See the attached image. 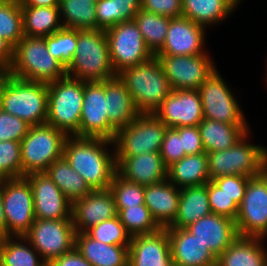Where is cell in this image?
I'll list each match as a JSON object with an SVG mask.
<instances>
[{"instance_id":"cell-13","label":"cell","mask_w":267,"mask_h":266,"mask_svg":"<svg viewBox=\"0 0 267 266\" xmlns=\"http://www.w3.org/2000/svg\"><path fill=\"white\" fill-rule=\"evenodd\" d=\"M75 235L72 219H35L24 237L39 252L42 260L49 264L75 247Z\"/></svg>"},{"instance_id":"cell-21","label":"cell","mask_w":267,"mask_h":266,"mask_svg":"<svg viewBox=\"0 0 267 266\" xmlns=\"http://www.w3.org/2000/svg\"><path fill=\"white\" fill-rule=\"evenodd\" d=\"M217 259L239 236L234 220L211 213L186 227Z\"/></svg>"},{"instance_id":"cell-51","label":"cell","mask_w":267,"mask_h":266,"mask_svg":"<svg viewBox=\"0 0 267 266\" xmlns=\"http://www.w3.org/2000/svg\"><path fill=\"white\" fill-rule=\"evenodd\" d=\"M117 6L118 23L126 20H134L135 15L141 9V0H114Z\"/></svg>"},{"instance_id":"cell-3","label":"cell","mask_w":267,"mask_h":266,"mask_svg":"<svg viewBox=\"0 0 267 266\" xmlns=\"http://www.w3.org/2000/svg\"><path fill=\"white\" fill-rule=\"evenodd\" d=\"M140 114H152L173 90L156 56L118 73Z\"/></svg>"},{"instance_id":"cell-37","label":"cell","mask_w":267,"mask_h":266,"mask_svg":"<svg viewBox=\"0 0 267 266\" xmlns=\"http://www.w3.org/2000/svg\"><path fill=\"white\" fill-rule=\"evenodd\" d=\"M134 20L146 47L155 56L164 45L171 18L140 9Z\"/></svg>"},{"instance_id":"cell-45","label":"cell","mask_w":267,"mask_h":266,"mask_svg":"<svg viewBox=\"0 0 267 266\" xmlns=\"http://www.w3.org/2000/svg\"><path fill=\"white\" fill-rule=\"evenodd\" d=\"M30 124L0 108V141L21 142L27 135Z\"/></svg>"},{"instance_id":"cell-52","label":"cell","mask_w":267,"mask_h":266,"mask_svg":"<svg viewBox=\"0 0 267 266\" xmlns=\"http://www.w3.org/2000/svg\"><path fill=\"white\" fill-rule=\"evenodd\" d=\"M49 266H93L89 263L80 252L74 247L66 254L55 258L49 263Z\"/></svg>"},{"instance_id":"cell-40","label":"cell","mask_w":267,"mask_h":266,"mask_svg":"<svg viewBox=\"0 0 267 266\" xmlns=\"http://www.w3.org/2000/svg\"><path fill=\"white\" fill-rule=\"evenodd\" d=\"M44 39L49 53L67 68L77 47V29L63 27Z\"/></svg>"},{"instance_id":"cell-30","label":"cell","mask_w":267,"mask_h":266,"mask_svg":"<svg viewBox=\"0 0 267 266\" xmlns=\"http://www.w3.org/2000/svg\"><path fill=\"white\" fill-rule=\"evenodd\" d=\"M167 179L177 188L200 186L209 182L206 152L184 156L168 168Z\"/></svg>"},{"instance_id":"cell-42","label":"cell","mask_w":267,"mask_h":266,"mask_svg":"<svg viewBox=\"0 0 267 266\" xmlns=\"http://www.w3.org/2000/svg\"><path fill=\"white\" fill-rule=\"evenodd\" d=\"M89 237L107 245L129 246L131 236L127 233L119 216L104 220L85 232Z\"/></svg>"},{"instance_id":"cell-2","label":"cell","mask_w":267,"mask_h":266,"mask_svg":"<svg viewBox=\"0 0 267 266\" xmlns=\"http://www.w3.org/2000/svg\"><path fill=\"white\" fill-rule=\"evenodd\" d=\"M67 76L85 82L104 81L117 76L103 29H77V47Z\"/></svg>"},{"instance_id":"cell-54","label":"cell","mask_w":267,"mask_h":266,"mask_svg":"<svg viewBox=\"0 0 267 266\" xmlns=\"http://www.w3.org/2000/svg\"><path fill=\"white\" fill-rule=\"evenodd\" d=\"M21 6L54 7L59 6L60 0H20Z\"/></svg>"},{"instance_id":"cell-26","label":"cell","mask_w":267,"mask_h":266,"mask_svg":"<svg viewBox=\"0 0 267 266\" xmlns=\"http://www.w3.org/2000/svg\"><path fill=\"white\" fill-rule=\"evenodd\" d=\"M105 98L109 124L116 131L129 125L140 114L125 83L118 75L105 80Z\"/></svg>"},{"instance_id":"cell-9","label":"cell","mask_w":267,"mask_h":266,"mask_svg":"<svg viewBox=\"0 0 267 266\" xmlns=\"http://www.w3.org/2000/svg\"><path fill=\"white\" fill-rule=\"evenodd\" d=\"M1 189L7 237H24L36 219L32 187L23 176L1 179Z\"/></svg>"},{"instance_id":"cell-8","label":"cell","mask_w":267,"mask_h":266,"mask_svg":"<svg viewBox=\"0 0 267 266\" xmlns=\"http://www.w3.org/2000/svg\"><path fill=\"white\" fill-rule=\"evenodd\" d=\"M250 133L247 132L226 150L206 153L210 180L228 175L252 178L263 173L264 154L267 148L247 142Z\"/></svg>"},{"instance_id":"cell-24","label":"cell","mask_w":267,"mask_h":266,"mask_svg":"<svg viewBox=\"0 0 267 266\" xmlns=\"http://www.w3.org/2000/svg\"><path fill=\"white\" fill-rule=\"evenodd\" d=\"M174 266H216V258L185 228H166Z\"/></svg>"},{"instance_id":"cell-11","label":"cell","mask_w":267,"mask_h":266,"mask_svg":"<svg viewBox=\"0 0 267 266\" xmlns=\"http://www.w3.org/2000/svg\"><path fill=\"white\" fill-rule=\"evenodd\" d=\"M105 34L111 62L117 74L127 67L144 63L154 56L146 47L135 20L120 22L106 29Z\"/></svg>"},{"instance_id":"cell-46","label":"cell","mask_w":267,"mask_h":266,"mask_svg":"<svg viewBox=\"0 0 267 266\" xmlns=\"http://www.w3.org/2000/svg\"><path fill=\"white\" fill-rule=\"evenodd\" d=\"M160 155L167 168L186 156L182 138L175 128H167L161 145Z\"/></svg>"},{"instance_id":"cell-32","label":"cell","mask_w":267,"mask_h":266,"mask_svg":"<svg viewBox=\"0 0 267 266\" xmlns=\"http://www.w3.org/2000/svg\"><path fill=\"white\" fill-rule=\"evenodd\" d=\"M249 126H236L219 121L203 119L198 125L206 153L226 150L232 147L247 132Z\"/></svg>"},{"instance_id":"cell-59","label":"cell","mask_w":267,"mask_h":266,"mask_svg":"<svg viewBox=\"0 0 267 266\" xmlns=\"http://www.w3.org/2000/svg\"><path fill=\"white\" fill-rule=\"evenodd\" d=\"M238 5L241 4V0H234Z\"/></svg>"},{"instance_id":"cell-25","label":"cell","mask_w":267,"mask_h":266,"mask_svg":"<svg viewBox=\"0 0 267 266\" xmlns=\"http://www.w3.org/2000/svg\"><path fill=\"white\" fill-rule=\"evenodd\" d=\"M145 205L161 228L169 227L175 220L180 200V188L168 179L144 186Z\"/></svg>"},{"instance_id":"cell-43","label":"cell","mask_w":267,"mask_h":266,"mask_svg":"<svg viewBox=\"0 0 267 266\" xmlns=\"http://www.w3.org/2000/svg\"><path fill=\"white\" fill-rule=\"evenodd\" d=\"M22 177L21 144L0 141V180Z\"/></svg>"},{"instance_id":"cell-28","label":"cell","mask_w":267,"mask_h":266,"mask_svg":"<svg viewBox=\"0 0 267 266\" xmlns=\"http://www.w3.org/2000/svg\"><path fill=\"white\" fill-rule=\"evenodd\" d=\"M263 238L238 236L216 259V266H267Z\"/></svg>"},{"instance_id":"cell-39","label":"cell","mask_w":267,"mask_h":266,"mask_svg":"<svg viewBox=\"0 0 267 266\" xmlns=\"http://www.w3.org/2000/svg\"><path fill=\"white\" fill-rule=\"evenodd\" d=\"M116 210L121 223L131 237L152 234L161 229L145 204Z\"/></svg>"},{"instance_id":"cell-10","label":"cell","mask_w":267,"mask_h":266,"mask_svg":"<svg viewBox=\"0 0 267 266\" xmlns=\"http://www.w3.org/2000/svg\"><path fill=\"white\" fill-rule=\"evenodd\" d=\"M167 126L154 114H139L126 127L117 131L115 156H135L160 152Z\"/></svg>"},{"instance_id":"cell-58","label":"cell","mask_w":267,"mask_h":266,"mask_svg":"<svg viewBox=\"0 0 267 266\" xmlns=\"http://www.w3.org/2000/svg\"><path fill=\"white\" fill-rule=\"evenodd\" d=\"M3 238H4V237L0 234V246H1V244H2Z\"/></svg>"},{"instance_id":"cell-18","label":"cell","mask_w":267,"mask_h":266,"mask_svg":"<svg viewBox=\"0 0 267 266\" xmlns=\"http://www.w3.org/2000/svg\"><path fill=\"white\" fill-rule=\"evenodd\" d=\"M154 114L167 126H198L204 119L198 90H172Z\"/></svg>"},{"instance_id":"cell-15","label":"cell","mask_w":267,"mask_h":266,"mask_svg":"<svg viewBox=\"0 0 267 266\" xmlns=\"http://www.w3.org/2000/svg\"><path fill=\"white\" fill-rule=\"evenodd\" d=\"M155 56L159 59L173 90H198L216 70L213 59L208 54Z\"/></svg>"},{"instance_id":"cell-22","label":"cell","mask_w":267,"mask_h":266,"mask_svg":"<svg viewBox=\"0 0 267 266\" xmlns=\"http://www.w3.org/2000/svg\"><path fill=\"white\" fill-rule=\"evenodd\" d=\"M128 266H174L166 228L131 237Z\"/></svg>"},{"instance_id":"cell-7","label":"cell","mask_w":267,"mask_h":266,"mask_svg":"<svg viewBox=\"0 0 267 266\" xmlns=\"http://www.w3.org/2000/svg\"><path fill=\"white\" fill-rule=\"evenodd\" d=\"M68 135L48 123L30 125L27 135L20 142L22 177L45 172L57 159L63 157Z\"/></svg>"},{"instance_id":"cell-44","label":"cell","mask_w":267,"mask_h":266,"mask_svg":"<svg viewBox=\"0 0 267 266\" xmlns=\"http://www.w3.org/2000/svg\"><path fill=\"white\" fill-rule=\"evenodd\" d=\"M207 193L212 213L236 220L239 206L212 180L207 182Z\"/></svg>"},{"instance_id":"cell-5","label":"cell","mask_w":267,"mask_h":266,"mask_svg":"<svg viewBox=\"0 0 267 266\" xmlns=\"http://www.w3.org/2000/svg\"><path fill=\"white\" fill-rule=\"evenodd\" d=\"M48 85L8 74L0 87V108L30 125L47 121Z\"/></svg>"},{"instance_id":"cell-41","label":"cell","mask_w":267,"mask_h":266,"mask_svg":"<svg viewBox=\"0 0 267 266\" xmlns=\"http://www.w3.org/2000/svg\"><path fill=\"white\" fill-rule=\"evenodd\" d=\"M109 189L114 195L116 209L145 204L144 185L125 180L117 172L113 176Z\"/></svg>"},{"instance_id":"cell-35","label":"cell","mask_w":267,"mask_h":266,"mask_svg":"<svg viewBox=\"0 0 267 266\" xmlns=\"http://www.w3.org/2000/svg\"><path fill=\"white\" fill-rule=\"evenodd\" d=\"M45 264L39 252L25 237L3 238L0 246V266H44Z\"/></svg>"},{"instance_id":"cell-47","label":"cell","mask_w":267,"mask_h":266,"mask_svg":"<svg viewBox=\"0 0 267 266\" xmlns=\"http://www.w3.org/2000/svg\"><path fill=\"white\" fill-rule=\"evenodd\" d=\"M250 178L243 175H228L215 178L212 181L239 206L245 195L247 183Z\"/></svg>"},{"instance_id":"cell-23","label":"cell","mask_w":267,"mask_h":266,"mask_svg":"<svg viewBox=\"0 0 267 266\" xmlns=\"http://www.w3.org/2000/svg\"><path fill=\"white\" fill-rule=\"evenodd\" d=\"M116 170L125 180L144 186L157 184L168 177V168L160 152L116 156Z\"/></svg>"},{"instance_id":"cell-14","label":"cell","mask_w":267,"mask_h":266,"mask_svg":"<svg viewBox=\"0 0 267 266\" xmlns=\"http://www.w3.org/2000/svg\"><path fill=\"white\" fill-rule=\"evenodd\" d=\"M239 236L267 238V176L249 179L235 220Z\"/></svg>"},{"instance_id":"cell-55","label":"cell","mask_w":267,"mask_h":266,"mask_svg":"<svg viewBox=\"0 0 267 266\" xmlns=\"http://www.w3.org/2000/svg\"><path fill=\"white\" fill-rule=\"evenodd\" d=\"M0 234L3 237H7V225H6L5 215H4V208H3L1 180H0Z\"/></svg>"},{"instance_id":"cell-49","label":"cell","mask_w":267,"mask_h":266,"mask_svg":"<svg viewBox=\"0 0 267 266\" xmlns=\"http://www.w3.org/2000/svg\"><path fill=\"white\" fill-rule=\"evenodd\" d=\"M182 138L185 155H195L205 152L198 126H182L175 128Z\"/></svg>"},{"instance_id":"cell-12","label":"cell","mask_w":267,"mask_h":266,"mask_svg":"<svg viewBox=\"0 0 267 266\" xmlns=\"http://www.w3.org/2000/svg\"><path fill=\"white\" fill-rule=\"evenodd\" d=\"M216 69L199 87L204 119L236 126H249L241 106Z\"/></svg>"},{"instance_id":"cell-36","label":"cell","mask_w":267,"mask_h":266,"mask_svg":"<svg viewBox=\"0 0 267 266\" xmlns=\"http://www.w3.org/2000/svg\"><path fill=\"white\" fill-rule=\"evenodd\" d=\"M59 11L64 28L97 29L94 0H60Z\"/></svg>"},{"instance_id":"cell-4","label":"cell","mask_w":267,"mask_h":266,"mask_svg":"<svg viewBox=\"0 0 267 266\" xmlns=\"http://www.w3.org/2000/svg\"><path fill=\"white\" fill-rule=\"evenodd\" d=\"M8 74L47 84L67 75L64 65L49 53L44 37L28 36L12 50Z\"/></svg>"},{"instance_id":"cell-38","label":"cell","mask_w":267,"mask_h":266,"mask_svg":"<svg viewBox=\"0 0 267 266\" xmlns=\"http://www.w3.org/2000/svg\"><path fill=\"white\" fill-rule=\"evenodd\" d=\"M24 36L20 0H0V40L13 50Z\"/></svg>"},{"instance_id":"cell-34","label":"cell","mask_w":267,"mask_h":266,"mask_svg":"<svg viewBox=\"0 0 267 266\" xmlns=\"http://www.w3.org/2000/svg\"><path fill=\"white\" fill-rule=\"evenodd\" d=\"M21 8L25 36L45 37L63 28L59 6Z\"/></svg>"},{"instance_id":"cell-16","label":"cell","mask_w":267,"mask_h":266,"mask_svg":"<svg viewBox=\"0 0 267 266\" xmlns=\"http://www.w3.org/2000/svg\"><path fill=\"white\" fill-rule=\"evenodd\" d=\"M105 80L85 82L79 137L114 140L117 131L109 124Z\"/></svg>"},{"instance_id":"cell-56","label":"cell","mask_w":267,"mask_h":266,"mask_svg":"<svg viewBox=\"0 0 267 266\" xmlns=\"http://www.w3.org/2000/svg\"><path fill=\"white\" fill-rule=\"evenodd\" d=\"M7 75H8V69L0 66V87Z\"/></svg>"},{"instance_id":"cell-17","label":"cell","mask_w":267,"mask_h":266,"mask_svg":"<svg viewBox=\"0 0 267 266\" xmlns=\"http://www.w3.org/2000/svg\"><path fill=\"white\" fill-rule=\"evenodd\" d=\"M25 177L28 179L33 190L34 214L36 219H72V203L46 172H34L25 175Z\"/></svg>"},{"instance_id":"cell-6","label":"cell","mask_w":267,"mask_h":266,"mask_svg":"<svg viewBox=\"0 0 267 266\" xmlns=\"http://www.w3.org/2000/svg\"><path fill=\"white\" fill-rule=\"evenodd\" d=\"M47 121L49 125L79 137L84 98V81L65 76L48 83Z\"/></svg>"},{"instance_id":"cell-33","label":"cell","mask_w":267,"mask_h":266,"mask_svg":"<svg viewBox=\"0 0 267 266\" xmlns=\"http://www.w3.org/2000/svg\"><path fill=\"white\" fill-rule=\"evenodd\" d=\"M45 172L71 203L92 191L64 156L54 161Z\"/></svg>"},{"instance_id":"cell-53","label":"cell","mask_w":267,"mask_h":266,"mask_svg":"<svg viewBox=\"0 0 267 266\" xmlns=\"http://www.w3.org/2000/svg\"><path fill=\"white\" fill-rule=\"evenodd\" d=\"M12 58V50L0 40V66L9 68Z\"/></svg>"},{"instance_id":"cell-31","label":"cell","mask_w":267,"mask_h":266,"mask_svg":"<svg viewBox=\"0 0 267 266\" xmlns=\"http://www.w3.org/2000/svg\"><path fill=\"white\" fill-rule=\"evenodd\" d=\"M237 6L234 0H182V16L207 28L221 23Z\"/></svg>"},{"instance_id":"cell-19","label":"cell","mask_w":267,"mask_h":266,"mask_svg":"<svg viewBox=\"0 0 267 266\" xmlns=\"http://www.w3.org/2000/svg\"><path fill=\"white\" fill-rule=\"evenodd\" d=\"M206 28L180 16L171 18L162 49L156 55L187 56L205 52Z\"/></svg>"},{"instance_id":"cell-1","label":"cell","mask_w":267,"mask_h":266,"mask_svg":"<svg viewBox=\"0 0 267 266\" xmlns=\"http://www.w3.org/2000/svg\"><path fill=\"white\" fill-rule=\"evenodd\" d=\"M107 145L114 146V141L77 136L65 141L63 156L92 190L109 189L117 171L115 147L112 152Z\"/></svg>"},{"instance_id":"cell-27","label":"cell","mask_w":267,"mask_h":266,"mask_svg":"<svg viewBox=\"0 0 267 266\" xmlns=\"http://www.w3.org/2000/svg\"><path fill=\"white\" fill-rule=\"evenodd\" d=\"M75 248L93 266H128L129 246L107 245L76 232Z\"/></svg>"},{"instance_id":"cell-20","label":"cell","mask_w":267,"mask_h":266,"mask_svg":"<svg viewBox=\"0 0 267 266\" xmlns=\"http://www.w3.org/2000/svg\"><path fill=\"white\" fill-rule=\"evenodd\" d=\"M115 216L117 210L110 189L92 190L72 203L71 218L76 232H86L96 224Z\"/></svg>"},{"instance_id":"cell-57","label":"cell","mask_w":267,"mask_h":266,"mask_svg":"<svg viewBox=\"0 0 267 266\" xmlns=\"http://www.w3.org/2000/svg\"><path fill=\"white\" fill-rule=\"evenodd\" d=\"M264 174L267 176V149L264 154V168H263Z\"/></svg>"},{"instance_id":"cell-29","label":"cell","mask_w":267,"mask_h":266,"mask_svg":"<svg viewBox=\"0 0 267 266\" xmlns=\"http://www.w3.org/2000/svg\"><path fill=\"white\" fill-rule=\"evenodd\" d=\"M207 183L180 188L177 216L167 228H186L200 218L211 214Z\"/></svg>"},{"instance_id":"cell-48","label":"cell","mask_w":267,"mask_h":266,"mask_svg":"<svg viewBox=\"0 0 267 266\" xmlns=\"http://www.w3.org/2000/svg\"><path fill=\"white\" fill-rule=\"evenodd\" d=\"M141 9L169 18L182 16V0H141Z\"/></svg>"},{"instance_id":"cell-50","label":"cell","mask_w":267,"mask_h":266,"mask_svg":"<svg viewBox=\"0 0 267 266\" xmlns=\"http://www.w3.org/2000/svg\"><path fill=\"white\" fill-rule=\"evenodd\" d=\"M97 29L106 30L118 24L117 6L114 0L96 2Z\"/></svg>"}]
</instances>
